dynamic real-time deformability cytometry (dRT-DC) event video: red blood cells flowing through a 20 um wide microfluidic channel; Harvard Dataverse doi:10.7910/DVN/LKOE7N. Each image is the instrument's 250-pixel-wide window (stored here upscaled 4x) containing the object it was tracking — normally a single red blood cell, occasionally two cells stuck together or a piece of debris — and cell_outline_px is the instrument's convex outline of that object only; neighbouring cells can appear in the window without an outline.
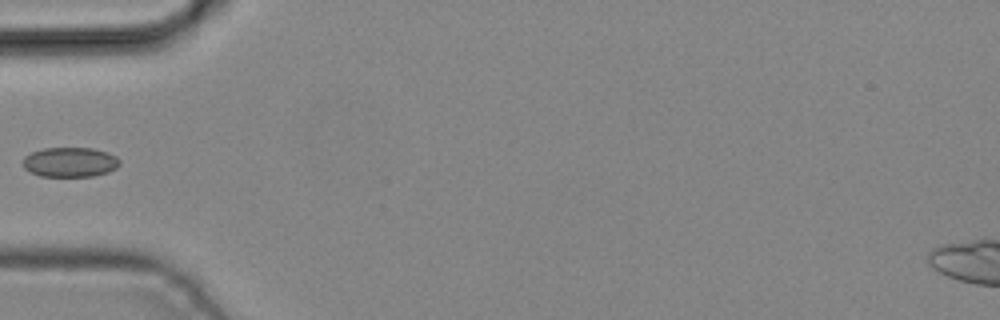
{"species": "common noctule bat (a hibernating species)", "species_latin": "Nyctalus noctula", "temperature_condition": "cold", "stored_images_in_passage": 4, "camera_frame_rate_fps": 3000, "um_per_image_px": 0.085, "animal": {"sex": "male", "body_mass_g": 19.2, "forearm_length_mm": 51.8}, "frame": {"image": 1, "passage_image": 4, "time_ms": 1.0, "image_size_px": [1000, 320], "cell_outline_px": [[120, 164], [116, 168], [108, 172], [92, 176], [40, 176], [24, 168], [24, 156], [32, 152], [44, 148], [92, 148], [108, 152], [116, 156], [120, 160]], "centroid_in_image_um": [5.98, 13.77], "position_along_channel_um": 79.0, "area_um2": 16.7}}